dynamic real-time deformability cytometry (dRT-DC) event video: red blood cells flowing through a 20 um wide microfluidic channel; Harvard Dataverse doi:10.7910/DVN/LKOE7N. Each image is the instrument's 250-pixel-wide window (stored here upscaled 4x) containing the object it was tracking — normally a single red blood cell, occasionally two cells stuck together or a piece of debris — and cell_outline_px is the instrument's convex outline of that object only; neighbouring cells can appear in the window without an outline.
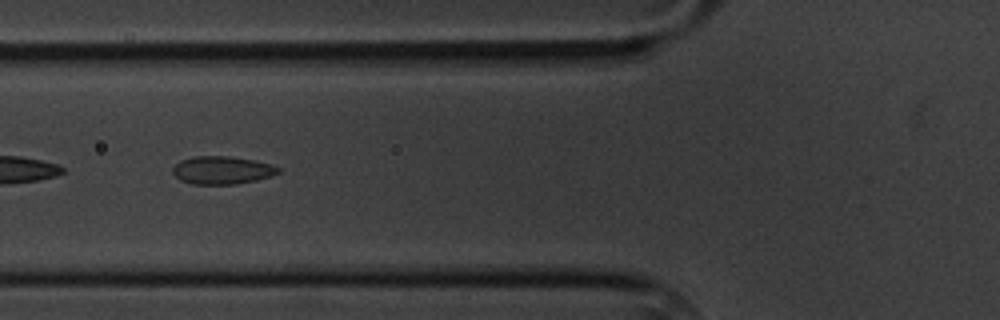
{"species": "common noctule bat (a hibernating species)", "species_latin": "Nyctalus noctula", "temperature_condition": "cold", "stored_images_in_passage": 7, "camera_frame_rate_fps": 3000, "um_per_image_px": 0.085, "animal": {"sex": "male", "body_mass_g": 20.1, "forearm_length_mm": 53.5}, "frame": {"image": 1, "passage_image": 7, "time_ms": 6.667, "image_size_px": [1000, 320], "cell_outline_px": [[280, 172], [272, 176], [256, 180], [236, 184], [192, 184], [180, 180], [172, 172], [172, 168], [180, 160], [192, 156], [228, 156], [252, 160], [272, 164], [280, 168]], "centroid_in_image_um": [18.87, 14.46], "position_along_channel_um": 106.9, "area_um2": 17.22}}